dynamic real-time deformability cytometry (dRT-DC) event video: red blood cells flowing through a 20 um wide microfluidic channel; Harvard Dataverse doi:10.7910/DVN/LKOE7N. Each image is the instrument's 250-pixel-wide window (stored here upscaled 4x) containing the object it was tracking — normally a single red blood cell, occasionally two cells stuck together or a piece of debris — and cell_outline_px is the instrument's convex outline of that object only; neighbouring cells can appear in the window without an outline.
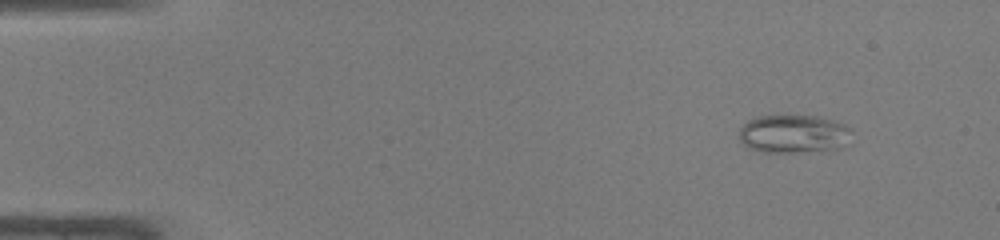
{"species": "common noctule bat (a hibernating species)", "species_latin": "Nyctalus noctula", "temperature_condition": "warm", "stored_images_in_passage": 46, "camera_frame_rate_fps": 3000, "um_per_image_px": 0.085, "animal": {"sex": "male", "body_mass_g": 19.0, "forearm_length_mm": 50.8}, "frame": {"image": 1, "passage_image": 4, "time_ms": 1.0, "image_size_px": [1000, 240], "cell_outline_px": [[852, 144], [840, 148], [792, 152], [764, 152], [752, 148], [744, 144], [740, 140], [740, 128], [748, 120], [756, 116], [816, 116], [832, 120], [844, 124], [852, 128]], "centroid_in_image_um": [67.54, 11.38], "position_along_channel_um": 17.5, "area_um2": 25.2}}
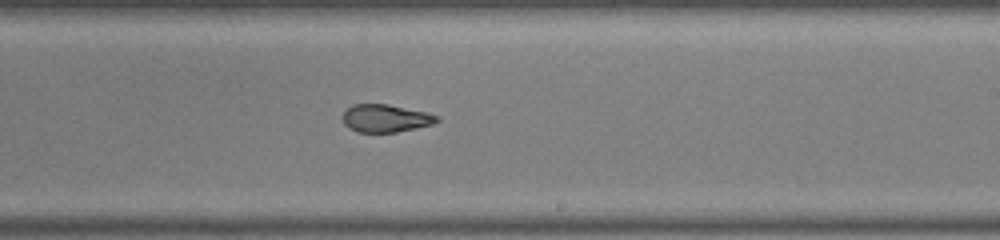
{"frame": {"image": 2, "passage_image": 28, "time_ms": 9.0, "image_size_px": [1000, 240], "cell_outline_px": [[440, 120], [432, 124], [416, 128], [396, 132], [356, 132], [348, 128], [344, 124], [344, 112], [352, 104], [388, 104], [428, 112], [440, 116]], "centroid_in_image_um": [32.8, 10.05], "position_along_channel_um": 256.2, "area_um2": 15.32}}
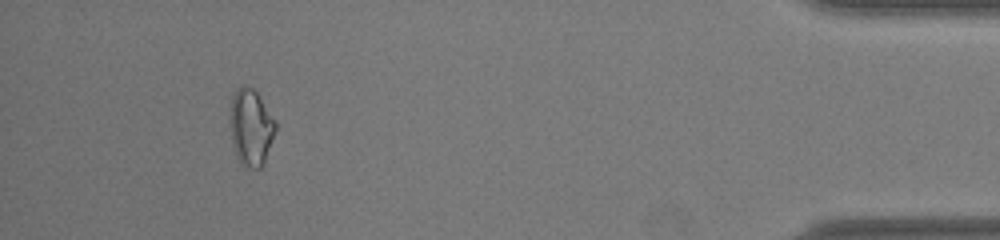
{"frame": {"image": 3, "passage_image": 43, "time_ms": 14.0, "image_size_px": [1000, 240], "cell_outline_px": [[276, 128], [264, 164], [260, 168], [252, 168], [244, 164], [236, 156], [232, 144], [228, 116], [232, 96], [236, 88], [244, 84], [252, 88], [256, 92], [276, 120]], "centroid_in_image_um": [21.3, 10.78], "position_along_channel_um": 413.9, "area_um2": 20.52}, "authors_computed_cell_mechanics": {"area_um2": 17.6579, "velocity_mm_per_s": 4.314, "shape_relaxation_time_tau1_ms": 11.3456, "shape_relaxation_time_tau2_ms": 1.4153, "deformation_change_tau1": 0.2993, "deformation_change_tau2": 0.0807}}